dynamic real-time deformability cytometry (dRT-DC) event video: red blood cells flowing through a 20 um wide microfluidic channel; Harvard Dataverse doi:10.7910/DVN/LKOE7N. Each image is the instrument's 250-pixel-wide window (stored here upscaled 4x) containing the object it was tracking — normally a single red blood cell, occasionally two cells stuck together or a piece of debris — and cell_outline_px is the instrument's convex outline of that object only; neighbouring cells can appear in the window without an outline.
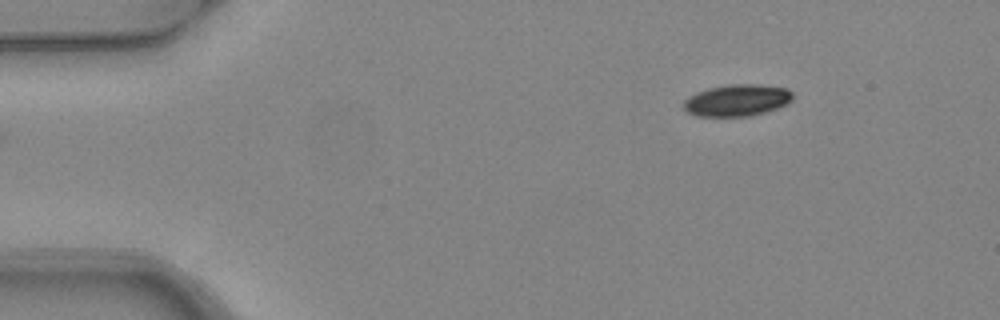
{"species": "common noctule bat (a hibernating species)", "species_latin": "Nyctalus noctula", "temperature_condition": "warm", "stored_images_in_passage": 2, "camera_frame_rate_fps": 3000, "um_per_image_px": 0.085, "animal": {"sex": "female", "body_mass_g": 24.6, "forearm_length_mm": 56.2}, "frame": {"image": 1, "passage_image": 2, "time_ms": 0.333, "image_size_px": [1000, 320], "cell_outline_px": [[792, 100], [788, 104], [752, 116], [696, 116], [688, 112], [684, 108], [684, 100], [688, 96], [696, 92], [708, 88], [728, 84], [760, 84], [788, 88], [792, 92]], "centroid_in_image_um": [62.66, 8.51], "position_along_channel_um": 22.3, "area_um2": 20.35}}